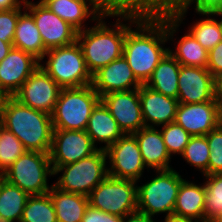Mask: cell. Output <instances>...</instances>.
I'll return each instance as SVG.
<instances>
[{"mask_svg":"<svg viewBox=\"0 0 222 222\" xmlns=\"http://www.w3.org/2000/svg\"><path fill=\"white\" fill-rule=\"evenodd\" d=\"M0 222H12V221H10V220H8V219H6L5 217H2V216L0 215Z\"/></svg>","mask_w":222,"mask_h":222,"instance_id":"48","label":"cell"},{"mask_svg":"<svg viewBox=\"0 0 222 222\" xmlns=\"http://www.w3.org/2000/svg\"><path fill=\"white\" fill-rule=\"evenodd\" d=\"M160 218L158 219V222H198L195 220L180 218L175 215L165 216V217H163L164 219H162V217H160ZM159 220H161V221H159Z\"/></svg>","mask_w":222,"mask_h":222,"instance_id":"44","label":"cell"},{"mask_svg":"<svg viewBox=\"0 0 222 222\" xmlns=\"http://www.w3.org/2000/svg\"><path fill=\"white\" fill-rule=\"evenodd\" d=\"M39 66L34 56L13 47L0 62V93L13 96Z\"/></svg>","mask_w":222,"mask_h":222,"instance_id":"18","label":"cell"},{"mask_svg":"<svg viewBox=\"0 0 222 222\" xmlns=\"http://www.w3.org/2000/svg\"><path fill=\"white\" fill-rule=\"evenodd\" d=\"M180 66L181 64L168 52L145 85L165 96L177 99Z\"/></svg>","mask_w":222,"mask_h":222,"instance_id":"28","label":"cell"},{"mask_svg":"<svg viewBox=\"0 0 222 222\" xmlns=\"http://www.w3.org/2000/svg\"><path fill=\"white\" fill-rule=\"evenodd\" d=\"M215 101L222 119V78L215 81Z\"/></svg>","mask_w":222,"mask_h":222,"instance_id":"42","label":"cell"},{"mask_svg":"<svg viewBox=\"0 0 222 222\" xmlns=\"http://www.w3.org/2000/svg\"><path fill=\"white\" fill-rule=\"evenodd\" d=\"M165 27L168 39V52L182 66L207 68L208 51L203 48L187 29L185 30V27L166 8ZM181 32L184 35H181Z\"/></svg>","mask_w":222,"mask_h":222,"instance_id":"12","label":"cell"},{"mask_svg":"<svg viewBox=\"0 0 222 222\" xmlns=\"http://www.w3.org/2000/svg\"><path fill=\"white\" fill-rule=\"evenodd\" d=\"M175 122L182 126L191 136L207 135L221 122L216 101L202 103H179Z\"/></svg>","mask_w":222,"mask_h":222,"instance_id":"19","label":"cell"},{"mask_svg":"<svg viewBox=\"0 0 222 222\" xmlns=\"http://www.w3.org/2000/svg\"><path fill=\"white\" fill-rule=\"evenodd\" d=\"M52 169L55 187L88 196L108 176L106 150L98 149L77 162Z\"/></svg>","mask_w":222,"mask_h":222,"instance_id":"5","label":"cell"},{"mask_svg":"<svg viewBox=\"0 0 222 222\" xmlns=\"http://www.w3.org/2000/svg\"><path fill=\"white\" fill-rule=\"evenodd\" d=\"M20 222H57L50 194L30 195Z\"/></svg>","mask_w":222,"mask_h":222,"instance_id":"31","label":"cell"},{"mask_svg":"<svg viewBox=\"0 0 222 222\" xmlns=\"http://www.w3.org/2000/svg\"><path fill=\"white\" fill-rule=\"evenodd\" d=\"M210 222H222V215L214 218L213 220H211Z\"/></svg>","mask_w":222,"mask_h":222,"instance_id":"47","label":"cell"},{"mask_svg":"<svg viewBox=\"0 0 222 222\" xmlns=\"http://www.w3.org/2000/svg\"><path fill=\"white\" fill-rule=\"evenodd\" d=\"M26 151L21 141L0 124V174H3Z\"/></svg>","mask_w":222,"mask_h":222,"instance_id":"33","label":"cell"},{"mask_svg":"<svg viewBox=\"0 0 222 222\" xmlns=\"http://www.w3.org/2000/svg\"><path fill=\"white\" fill-rule=\"evenodd\" d=\"M167 53L165 7L150 0V9L126 33L123 56L136 79L146 84Z\"/></svg>","mask_w":222,"mask_h":222,"instance_id":"2","label":"cell"},{"mask_svg":"<svg viewBox=\"0 0 222 222\" xmlns=\"http://www.w3.org/2000/svg\"><path fill=\"white\" fill-rule=\"evenodd\" d=\"M207 69L215 79L222 78V41L208 52Z\"/></svg>","mask_w":222,"mask_h":222,"instance_id":"38","label":"cell"},{"mask_svg":"<svg viewBox=\"0 0 222 222\" xmlns=\"http://www.w3.org/2000/svg\"><path fill=\"white\" fill-rule=\"evenodd\" d=\"M88 201L93 208L124 217L137 211V183L108 175L88 195Z\"/></svg>","mask_w":222,"mask_h":222,"instance_id":"9","label":"cell"},{"mask_svg":"<svg viewBox=\"0 0 222 222\" xmlns=\"http://www.w3.org/2000/svg\"><path fill=\"white\" fill-rule=\"evenodd\" d=\"M208 52L222 41V28L219 18L214 13L194 12V19L189 21L187 11H169ZM188 14V15H187ZM198 15V16H197ZM188 19V21H186ZM186 22V23H185ZM187 22H190L187 24Z\"/></svg>","mask_w":222,"mask_h":222,"instance_id":"24","label":"cell"},{"mask_svg":"<svg viewBox=\"0 0 222 222\" xmlns=\"http://www.w3.org/2000/svg\"><path fill=\"white\" fill-rule=\"evenodd\" d=\"M209 155L210 148L206 135L191 136L188 144L184 148L183 153L177 160L180 159V161H183L182 163L185 162L186 164L184 165H189L188 168L191 166L190 170L193 167V171L195 172L192 175H195L196 173V176L199 177L198 179H200V176L208 175ZM199 174L201 175L199 176Z\"/></svg>","mask_w":222,"mask_h":222,"instance_id":"30","label":"cell"},{"mask_svg":"<svg viewBox=\"0 0 222 222\" xmlns=\"http://www.w3.org/2000/svg\"><path fill=\"white\" fill-rule=\"evenodd\" d=\"M220 20L221 28H222V10L214 13Z\"/></svg>","mask_w":222,"mask_h":222,"instance_id":"45","label":"cell"},{"mask_svg":"<svg viewBox=\"0 0 222 222\" xmlns=\"http://www.w3.org/2000/svg\"><path fill=\"white\" fill-rule=\"evenodd\" d=\"M48 193L55 207L57 222H82L89 206L88 196L66 192L54 185Z\"/></svg>","mask_w":222,"mask_h":222,"instance_id":"27","label":"cell"},{"mask_svg":"<svg viewBox=\"0 0 222 222\" xmlns=\"http://www.w3.org/2000/svg\"><path fill=\"white\" fill-rule=\"evenodd\" d=\"M168 11L215 13L222 10V0H158ZM189 12V10H191ZM194 9V10H193Z\"/></svg>","mask_w":222,"mask_h":222,"instance_id":"35","label":"cell"},{"mask_svg":"<svg viewBox=\"0 0 222 222\" xmlns=\"http://www.w3.org/2000/svg\"><path fill=\"white\" fill-rule=\"evenodd\" d=\"M178 170H151L147 172L151 176L137 181V211L156 219L173 215L180 185L188 178Z\"/></svg>","mask_w":222,"mask_h":222,"instance_id":"4","label":"cell"},{"mask_svg":"<svg viewBox=\"0 0 222 222\" xmlns=\"http://www.w3.org/2000/svg\"><path fill=\"white\" fill-rule=\"evenodd\" d=\"M61 89L56 81L39 66L13 97L26 106L51 115Z\"/></svg>","mask_w":222,"mask_h":222,"instance_id":"14","label":"cell"},{"mask_svg":"<svg viewBox=\"0 0 222 222\" xmlns=\"http://www.w3.org/2000/svg\"><path fill=\"white\" fill-rule=\"evenodd\" d=\"M3 177L29 195L48 193L53 185L49 183L53 179L49 153L26 151L3 173Z\"/></svg>","mask_w":222,"mask_h":222,"instance_id":"8","label":"cell"},{"mask_svg":"<svg viewBox=\"0 0 222 222\" xmlns=\"http://www.w3.org/2000/svg\"><path fill=\"white\" fill-rule=\"evenodd\" d=\"M159 128L168 153L174 160L178 159L188 144L191 135L175 121Z\"/></svg>","mask_w":222,"mask_h":222,"instance_id":"34","label":"cell"},{"mask_svg":"<svg viewBox=\"0 0 222 222\" xmlns=\"http://www.w3.org/2000/svg\"><path fill=\"white\" fill-rule=\"evenodd\" d=\"M29 196L3 179L0 183V215L12 222H20Z\"/></svg>","mask_w":222,"mask_h":222,"instance_id":"29","label":"cell"},{"mask_svg":"<svg viewBox=\"0 0 222 222\" xmlns=\"http://www.w3.org/2000/svg\"><path fill=\"white\" fill-rule=\"evenodd\" d=\"M206 138L210 148L208 175L222 174V122Z\"/></svg>","mask_w":222,"mask_h":222,"instance_id":"36","label":"cell"},{"mask_svg":"<svg viewBox=\"0 0 222 222\" xmlns=\"http://www.w3.org/2000/svg\"><path fill=\"white\" fill-rule=\"evenodd\" d=\"M101 101L117 121L124 135L134 134L145 127L139 99V89L111 92L103 95Z\"/></svg>","mask_w":222,"mask_h":222,"instance_id":"16","label":"cell"},{"mask_svg":"<svg viewBox=\"0 0 222 222\" xmlns=\"http://www.w3.org/2000/svg\"><path fill=\"white\" fill-rule=\"evenodd\" d=\"M0 124L11 131L27 151L50 153L53 138L51 115L5 96Z\"/></svg>","mask_w":222,"mask_h":222,"instance_id":"3","label":"cell"},{"mask_svg":"<svg viewBox=\"0 0 222 222\" xmlns=\"http://www.w3.org/2000/svg\"><path fill=\"white\" fill-rule=\"evenodd\" d=\"M215 81L207 68L180 66L178 102L191 104L215 101Z\"/></svg>","mask_w":222,"mask_h":222,"instance_id":"17","label":"cell"},{"mask_svg":"<svg viewBox=\"0 0 222 222\" xmlns=\"http://www.w3.org/2000/svg\"><path fill=\"white\" fill-rule=\"evenodd\" d=\"M106 154L109 176L137 182L149 171L133 134L123 135L106 149Z\"/></svg>","mask_w":222,"mask_h":222,"instance_id":"10","label":"cell"},{"mask_svg":"<svg viewBox=\"0 0 222 222\" xmlns=\"http://www.w3.org/2000/svg\"><path fill=\"white\" fill-rule=\"evenodd\" d=\"M24 10H0V40L13 43L18 17Z\"/></svg>","mask_w":222,"mask_h":222,"instance_id":"37","label":"cell"},{"mask_svg":"<svg viewBox=\"0 0 222 222\" xmlns=\"http://www.w3.org/2000/svg\"><path fill=\"white\" fill-rule=\"evenodd\" d=\"M98 149L85 130L54 129L49 153L51 166L59 167L77 162Z\"/></svg>","mask_w":222,"mask_h":222,"instance_id":"15","label":"cell"},{"mask_svg":"<svg viewBox=\"0 0 222 222\" xmlns=\"http://www.w3.org/2000/svg\"><path fill=\"white\" fill-rule=\"evenodd\" d=\"M13 47L31 54L41 61L47 51L33 17L24 10L18 17Z\"/></svg>","mask_w":222,"mask_h":222,"instance_id":"26","label":"cell"},{"mask_svg":"<svg viewBox=\"0 0 222 222\" xmlns=\"http://www.w3.org/2000/svg\"><path fill=\"white\" fill-rule=\"evenodd\" d=\"M91 85L100 98L111 92L130 91L142 86L123 55L95 72Z\"/></svg>","mask_w":222,"mask_h":222,"instance_id":"20","label":"cell"},{"mask_svg":"<svg viewBox=\"0 0 222 222\" xmlns=\"http://www.w3.org/2000/svg\"><path fill=\"white\" fill-rule=\"evenodd\" d=\"M101 101L92 85L62 88L51 114L54 129L86 130L90 115Z\"/></svg>","mask_w":222,"mask_h":222,"instance_id":"7","label":"cell"},{"mask_svg":"<svg viewBox=\"0 0 222 222\" xmlns=\"http://www.w3.org/2000/svg\"><path fill=\"white\" fill-rule=\"evenodd\" d=\"M85 131L93 143L104 150L124 135L102 101L93 109Z\"/></svg>","mask_w":222,"mask_h":222,"instance_id":"25","label":"cell"},{"mask_svg":"<svg viewBox=\"0 0 222 222\" xmlns=\"http://www.w3.org/2000/svg\"><path fill=\"white\" fill-rule=\"evenodd\" d=\"M82 222H122V217L111 215L89 205L82 218Z\"/></svg>","mask_w":222,"mask_h":222,"instance_id":"39","label":"cell"},{"mask_svg":"<svg viewBox=\"0 0 222 222\" xmlns=\"http://www.w3.org/2000/svg\"><path fill=\"white\" fill-rule=\"evenodd\" d=\"M13 48V43H7L0 40V62L9 54Z\"/></svg>","mask_w":222,"mask_h":222,"instance_id":"43","label":"cell"},{"mask_svg":"<svg viewBox=\"0 0 222 222\" xmlns=\"http://www.w3.org/2000/svg\"><path fill=\"white\" fill-rule=\"evenodd\" d=\"M149 9L150 0H117L92 26L77 33L91 75L123 55L127 31Z\"/></svg>","mask_w":222,"mask_h":222,"instance_id":"1","label":"cell"},{"mask_svg":"<svg viewBox=\"0 0 222 222\" xmlns=\"http://www.w3.org/2000/svg\"><path fill=\"white\" fill-rule=\"evenodd\" d=\"M25 10L33 17L47 50L69 46L77 41L78 31L40 0L25 1Z\"/></svg>","mask_w":222,"mask_h":222,"instance_id":"11","label":"cell"},{"mask_svg":"<svg viewBox=\"0 0 222 222\" xmlns=\"http://www.w3.org/2000/svg\"><path fill=\"white\" fill-rule=\"evenodd\" d=\"M185 179L179 188L173 215L180 218L205 222V185L202 178ZM191 178V179H190Z\"/></svg>","mask_w":222,"mask_h":222,"instance_id":"23","label":"cell"},{"mask_svg":"<svg viewBox=\"0 0 222 222\" xmlns=\"http://www.w3.org/2000/svg\"><path fill=\"white\" fill-rule=\"evenodd\" d=\"M5 96L0 93V118H1V107H2V103H3V100H4Z\"/></svg>","mask_w":222,"mask_h":222,"instance_id":"46","label":"cell"},{"mask_svg":"<svg viewBox=\"0 0 222 222\" xmlns=\"http://www.w3.org/2000/svg\"><path fill=\"white\" fill-rule=\"evenodd\" d=\"M4 179L3 174H0V183Z\"/></svg>","mask_w":222,"mask_h":222,"instance_id":"49","label":"cell"},{"mask_svg":"<svg viewBox=\"0 0 222 222\" xmlns=\"http://www.w3.org/2000/svg\"><path fill=\"white\" fill-rule=\"evenodd\" d=\"M122 222H158V220L144 213L136 211L122 217Z\"/></svg>","mask_w":222,"mask_h":222,"instance_id":"40","label":"cell"},{"mask_svg":"<svg viewBox=\"0 0 222 222\" xmlns=\"http://www.w3.org/2000/svg\"><path fill=\"white\" fill-rule=\"evenodd\" d=\"M139 99L145 127L159 128L175 121L178 99L165 96L145 84L139 88Z\"/></svg>","mask_w":222,"mask_h":222,"instance_id":"21","label":"cell"},{"mask_svg":"<svg viewBox=\"0 0 222 222\" xmlns=\"http://www.w3.org/2000/svg\"><path fill=\"white\" fill-rule=\"evenodd\" d=\"M40 66L61 88H79L92 83V75L77 41L47 50Z\"/></svg>","mask_w":222,"mask_h":222,"instance_id":"6","label":"cell"},{"mask_svg":"<svg viewBox=\"0 0 222 222\" xmlns=\"http://www.w3.org/2000/svg\"><path fill=\"white\" fill-rule=\"evenodd\" d=\"M25 9L24 0H0V10Z\"/></svg>","mask_w":222,"mask_h":222,"instance_id":"41","label":"cell"},{"mask_svg":"<svg viewBox=\"0 0 222 222\" xmlns=\"http://www.w3.org/2000/svg\"><path fill=\"white\" fill-rule=\"evenodd\" d=\"M205 185V222L222 215V174L200 176Z\"/></svg>","mask_w":222,"mask_h":222,"instance_id":"32","label":"cell"},{"mask_svg":"<svg viewBox=\"0 0 222 222\" xmlns=\"http://www.w3.org/2000/svg\"><path fill=\"white\" fill-rule=\"evenodd\" d=\"M78 32L90 27L117 0H40Z\"/></svg>","mask_w":222,"mask_h":222,"instance_id":"13","label":"cell"},{"mask_svg":"<svg viewBox=\"0 0 222 222\" xmlns=\"http://www.w3.org/2000/svg\"><path fill=\"white\" fill-rule=\"evenodd\" d=\"M133 135L138 141L144 165L149 171L174 168L175 164H172L176 162L167 151L160 128L143 127Z\"/></svg>","mask_w":222,"mask_h":222,"instance_id":"22","label":"cell"}]
</instances>
